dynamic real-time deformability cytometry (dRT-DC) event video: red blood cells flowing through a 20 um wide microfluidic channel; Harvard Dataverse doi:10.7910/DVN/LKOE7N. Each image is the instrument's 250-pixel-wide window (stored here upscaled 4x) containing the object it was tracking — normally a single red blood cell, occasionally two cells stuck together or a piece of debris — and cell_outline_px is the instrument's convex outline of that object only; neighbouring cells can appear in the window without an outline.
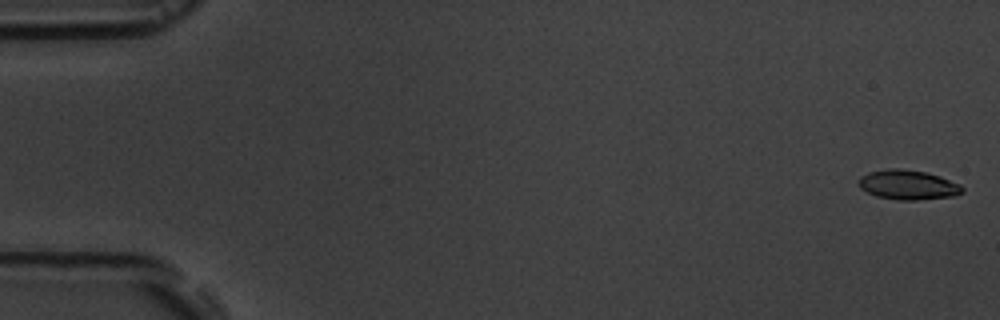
{"species": "common noctule bat (a hibernating species)", "species_latin": "Nyctalus noctula", "temperature_condition": "room temperature", "stored_images_in_passage": 16, "camera_frame_rate_fps": 3000, "um_per_image_px": 0.085, "animal": {"sex": "male", "body_mass_g": 19.5, "forearm_length_mm": 54.6}, "frame": {"image": 1, "passage_image": 1, "time_ms": 0.0, "image_size_px": [1000, 320], "cell_outline_px": [[964, 192], [956, 196], [916, 200], [896, 200], [876, 196], [860, 188], [860, 176], [868, 172], [888, 168], [900, 168], [924, 172], [940, 176], [960, 184], [964, 188]], "centroid_in_image_um": [77.21, 15.71], "position_along_channel_um": 7.8, "area_um2": 17.98}}
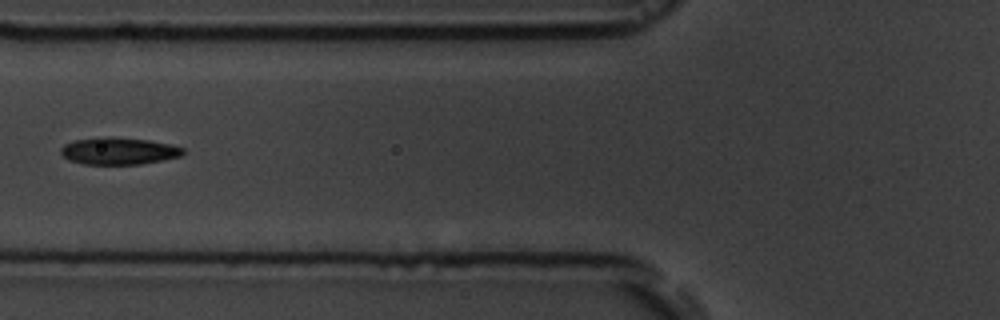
{"frame": {"image": 2, "passage_image": 7, "time_ms": 7.0, "image_size_px": [1000, 320], "cell_outline_px": [[184, 152], [180, 156], [140, 164], [84, 164], [68, 160], [60, 152], [60, 148], [64, 144], [72, 140], [96, 136], [112, 136], [148, 140], [172, 144], [184, 148]], "centroid_in_image_um": [10.04, 12.81], "position_along_channel_um": 115.8, "area_um2": 19.54}}
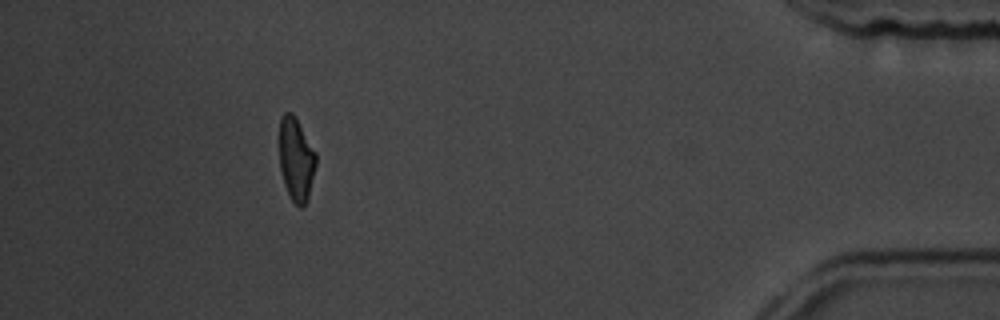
{"frame": {"image": 3, "passage_image": 15, "time_ms": 16.667, "image_size_px": [1000, 320], "cell_outline_px": [[316, 164], [308, 200], [300, 208], [292, 200], [284, 184], [280, 168], [280, 116], [284, 112], [292, 112], [296, 116], [316, 152]], "centroid_in_image_um": [25.18, 13.5], "position_along_channel_um": 410.0, "area_um2": 17.86}, "authors_computed_cell_mechanics": {"area_um2": 18.5538, "velocity_mm_per_s": 3.6398, "shape_relaxation_time_tau1_ms": 3.0584, "shape_relaxation_time_tau2_ms": 2.1015, "deformation_change_tau1": 0.0985, "deformation_change_tau2": 0.0601}}